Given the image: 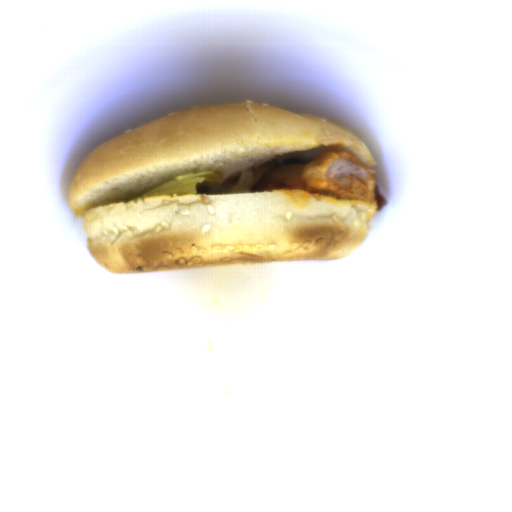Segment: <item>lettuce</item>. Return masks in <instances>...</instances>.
<instances>
[{
  "mask_svg": "<svg viewBox=\"0 0 512 512\" xmlns=\"http://www.w3.org/2000/svg\"><path fill=\"white\" fill-rule=\"evenodd\" d=\"M257 183L252 172L245 171L233 180L222 182L221 172L194 171L173 178L130 201L162 196H191L197 194H251ZM129 201V202H130Z\"/></svg>",
  "mask_w": 512,
  "mask_h": 512,
  "instance_id": "1",
  "label": "lettuce"
}]
</instances>
